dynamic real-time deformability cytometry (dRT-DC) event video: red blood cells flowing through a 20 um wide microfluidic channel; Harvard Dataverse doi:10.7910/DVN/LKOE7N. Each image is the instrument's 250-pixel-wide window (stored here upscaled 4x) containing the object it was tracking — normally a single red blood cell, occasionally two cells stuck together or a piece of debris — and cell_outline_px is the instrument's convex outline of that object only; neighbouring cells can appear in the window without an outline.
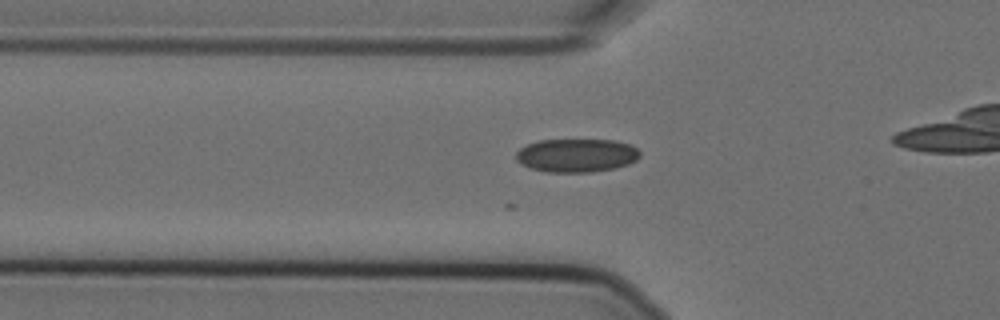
{"species": "Egyptian fruit bat (a non-hibernating species)", "species_latin": "Rousettus aegyptiacus", "temperature_condition": "cold", "stored_images_in_passage": 19, "camera_frame_rate_fps": 3000, "um_per_image_px": 0.085, "animal": {"sex": "female"}, "frame": {"image": 1, "passage_image": 13, "time_ms": 4.0, "image_size_px": [1000, 320], "cell_outline_px": [[640, 156], [636, 160], [628, 164], [612, 168], [592, 172], [548, 172], [528, 168], [520, 164], [516, 160], [516, 152], [520, 148], [528, 144], [540, 140], [616, 140], [628, 144], [636, 148], [640, 152]], "centroid_in_image_um": [48.97, 13.21], "position_along_channel_um": 76.8, "area_um2": 24.16}}
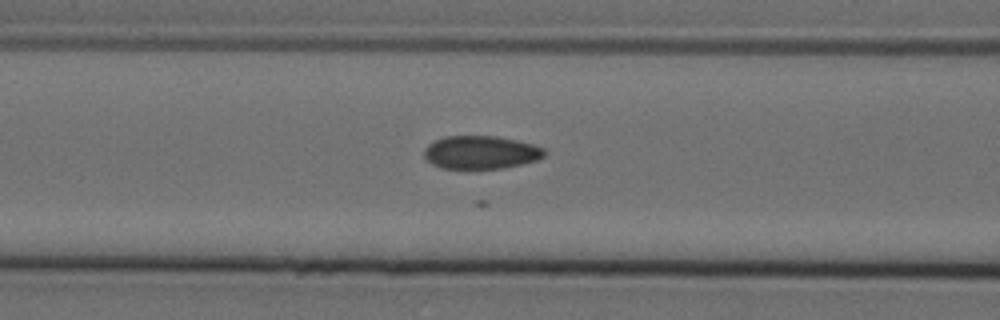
{"frame": {"image": 2, "passage_image": 17, "time_ms": 5.333, "image_size_px": [1000, 320], "cell_outline_px": [[544, 156], [536, 160], [520, 164], [500, 168], [440, 168], [432, 164], [424, 156], [424, 148], [428, 144], [444, 136], [496, 136], [516, 140], [532, 144], [544, 148]], "centroid_in_image_um": [40.83, 12.94], "position_along_channel_um": 125.8, "area_um2": 23.0}}